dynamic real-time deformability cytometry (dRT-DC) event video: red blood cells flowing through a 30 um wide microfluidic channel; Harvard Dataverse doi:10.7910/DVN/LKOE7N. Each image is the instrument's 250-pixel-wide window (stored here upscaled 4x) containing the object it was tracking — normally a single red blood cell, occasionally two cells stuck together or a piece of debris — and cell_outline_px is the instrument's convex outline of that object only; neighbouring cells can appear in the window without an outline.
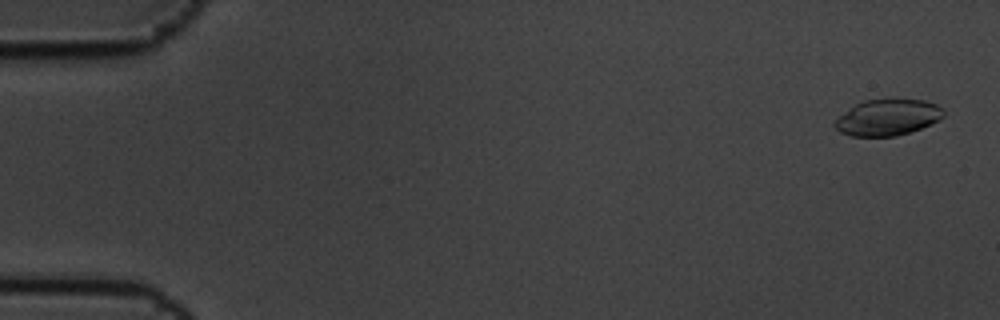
{"species": "common noctule bat (a hibernating species)", "species_latin": "Nyctalus noctula", "temperature_condition": "cold", "stored_images_in_passage": 7, "camera_frame_rate_fps": 3000, "um_per_image_px": 0.085, "animal": {"sex": "male", "body_mass_g": 19.5, "forearm_length_mm": 54.6}, "frame": {"image": 1, "passage_image": 1, "time_ms": 0.0, "image_size_px": [1000, 320], "cell_outline_px": [[944, 116], [940, 120], [920, 128], [896, 136], [852, 136], [840, 132], [832, 124], [840, 116], [856, 104], [864, 100], [892, 96], [896, 96], [924, 100], [936, 104], [944, 108]], "centroid_in_image_um": [75.49, 9.92], "position_along_channel_um": 9.5, "area_um2": 23.52}}
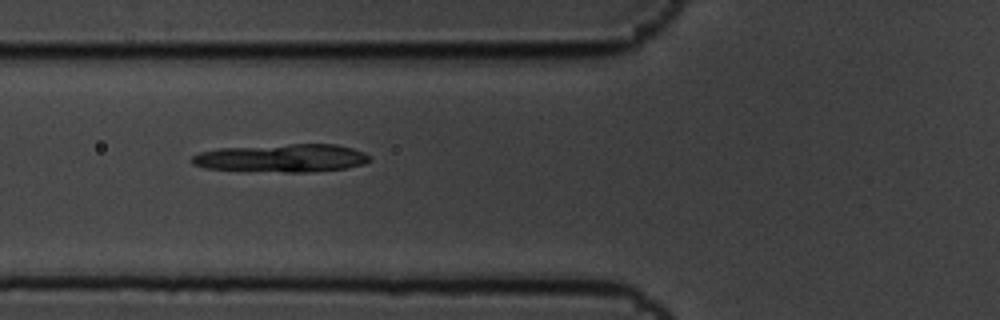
{"frame": {"image": 2, "passage_image": 6, "time_ms": 1.667, "image_size_px": [1000, 320], "cell_outline_px": [[372, 160], [364, 164], [348, 168], [308, 172], [284, 172], [204, 168], [192, 164], [192, 156], [200, 152], [220, 148], [288, 144], [336, 144], [352, 148], [364, 152], [372, 156]], "centroid_in_image_um": [24.02, 13.43], "position_along_channel_um": 101.8, "area_um2": 29.13}}
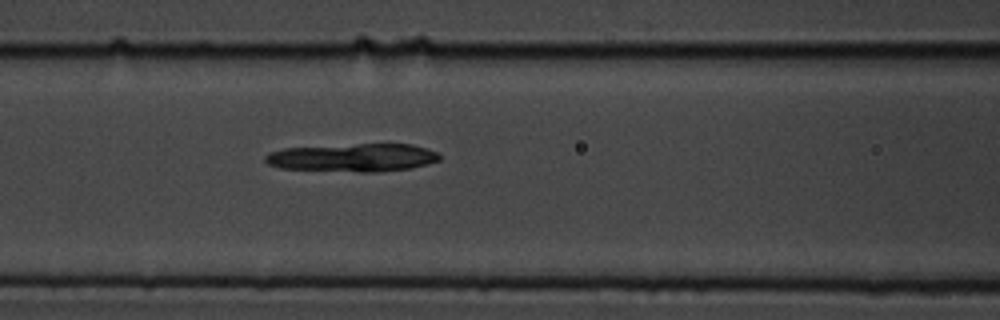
{"frame": {"image": 3, "passage_image": 7, "time_ms": 2.0, "image_size_px": [1000, 320], "cell_outline_px": [[440, 160], [428, 164], [412, 168], [380, 172], [360, 172], [280, 168], [268, 164], [264, 160], [264, 156], [268, 152], [284, 148], [360, 144], [412, 144], [428, 148], [436, 152], [440, 156]], "centroid_in_image_um": [30.02, 13.4], "position_along_channel_um": 136.6, "area_um2": 28.67}}